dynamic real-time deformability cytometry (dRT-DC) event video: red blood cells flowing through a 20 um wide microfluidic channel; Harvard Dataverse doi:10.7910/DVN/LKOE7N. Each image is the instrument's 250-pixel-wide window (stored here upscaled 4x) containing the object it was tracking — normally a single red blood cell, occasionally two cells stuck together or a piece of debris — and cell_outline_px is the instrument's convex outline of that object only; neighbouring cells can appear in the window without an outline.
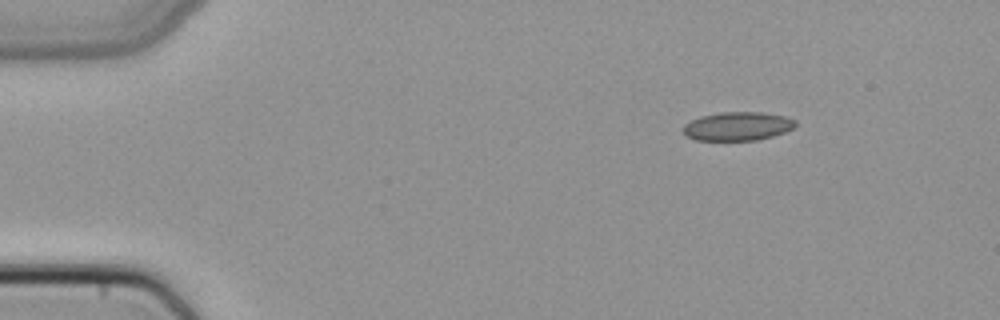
{"species": "common noctule bat (a hibernating species)", "species_latin": "Nyctalus noctula", "temperature_condition": "cold", "stored_images_in_passage": 6, "camera_frame_rate_fps": 3000, "um_per_image_px": 0.085, "animal": {"sex": "female", "body_mass_g": 22.7, "forearm_length_mm": 54.2}, "frame": {"image": 1, "passage_image": 1, "time_ms": 0.0, "image_size_px": [1000, 320], "cell_outline_px": [[796, 124], [792, 128], [784, 132], [772, 136], [756, 140], [696, 140], [688, 136], [680, 128], [684, 124], [700, 116], [720, 112], [760, 112], [784, 116], [796, 120]], "centroid_in_image_um": [62.67, 10.72], "position_along_channel_um": 22.3, "area_um2": 18.67}}